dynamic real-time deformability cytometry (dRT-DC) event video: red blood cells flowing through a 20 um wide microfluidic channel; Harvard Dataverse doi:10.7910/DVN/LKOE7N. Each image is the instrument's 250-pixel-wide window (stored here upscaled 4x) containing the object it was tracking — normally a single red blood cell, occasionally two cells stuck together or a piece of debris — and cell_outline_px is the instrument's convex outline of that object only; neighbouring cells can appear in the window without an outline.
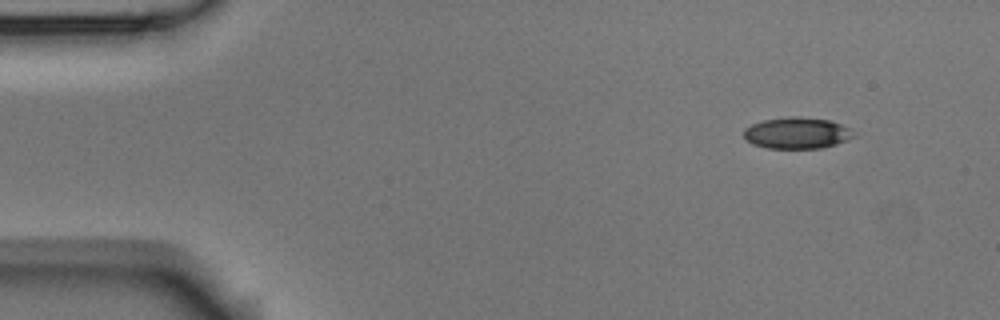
{"species": "Egyptian fruit bat (a non-hibernating species)", "species_latin": "Rousettus aegyptiacus", "temperature_condition": "room temperature", "stored_images_in_passage": 51, "camera_frame_rate_fps": 3000, "um_per_image_px": 0.085, "animal": {"sex": "male"}, "frame": {"image": 1, "passage_image": 1, "time_ms": 0.0, "image_size_px": [1000, 320], "cell_outline_px": [[856, 136], [848, 140], [824, 148], [768, 148], [752, 144], [744, 140], [744, 128], [752, 124], [764, 120], [788, 116], [796, 116], [828, 120], [840, 124], [848, 128]], "centroid_in_image_um": [67.71, 11.31], "position_along_channel_um": 17.3, "area_um2": 20.11}}
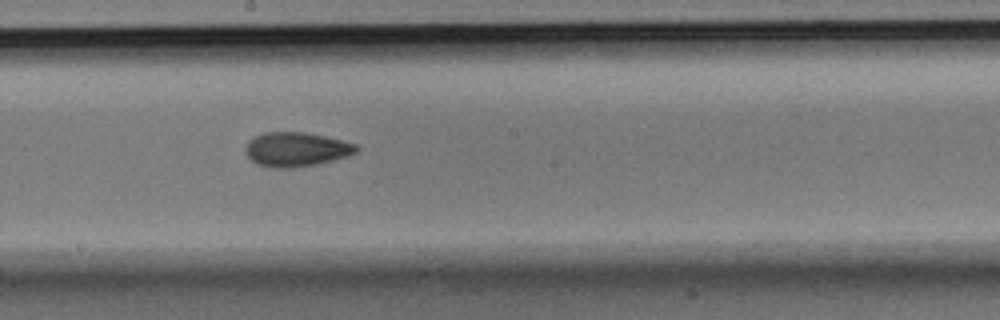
{"frame": {"image": 2, "passage_image": 26, "time_ms": 8.333, "image_size_px": [1000, 320], "cell_outline_px": [[360, 148], [356, 152], [348, 156], [316, 164], [292, 168], [276, 168], [256, 164], [244, 152], [244, 148], [248, 140], [264, 132], [304, 132], [324, 136], [356, 144]], "centroid_in_image_um": [25.15, 12.69], "position_along_channel_um": 223.0, "area_um2": 22.14}}
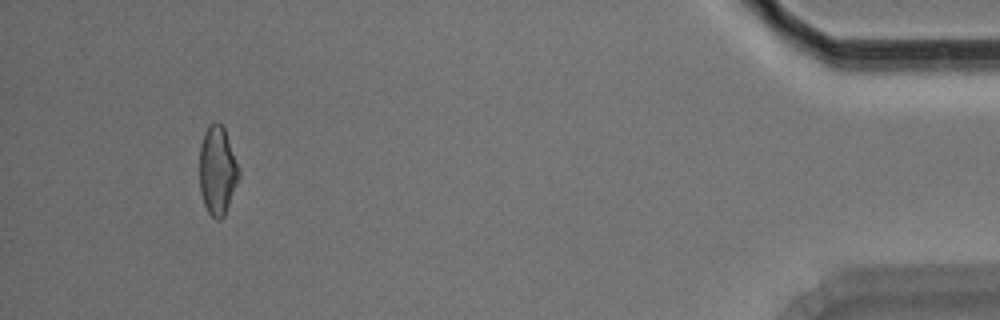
{"frame": {"image": 3, "passage_image": 48, "time_ms": 15.667, "image_size_px": [1000, 320], "cell_outline_px": [[240, 176], [224, 216], [220, 220], [216, 220], [208, 212], [204, 204], [200, 192], [200, 144], [204, 132], [208, 124], [216, 120], [224, 128], [240, 168]], "centroid_in_image_um": [18.48, 14.47], "position_along_channel_um": 416.7, "area_um2": 20.52}, "authors_computed_cell_mechanics": {"area_um2": 20.9814, "velocity_mm_per_s": 3.5915, "shape_relaxation_time_tau1_ms": 7.5807, "shape_relaxation_time_tau2_ms": 3.8973, "deformation_change_tau1": 0.1599, "deformation_change_tau2": 0.1008}}